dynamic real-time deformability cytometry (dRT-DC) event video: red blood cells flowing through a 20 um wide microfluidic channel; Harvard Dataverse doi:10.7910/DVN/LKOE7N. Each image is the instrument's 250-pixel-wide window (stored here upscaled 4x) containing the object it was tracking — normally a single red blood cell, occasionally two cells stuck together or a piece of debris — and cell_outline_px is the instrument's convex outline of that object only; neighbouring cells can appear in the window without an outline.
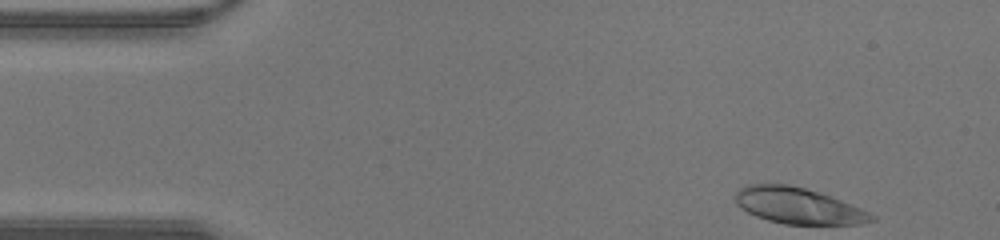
{"species": "human", "species_latin": "Homo sapiens", "temperature_condition": "warm", "stored_images_in_passage": 39, "camera_frame_rate_fps": 3000, "um_per_image_px": 0.085, "donor": {"sex": "male"}, "frame": {"image": 1, "passage_image": 1, "time_ms": 0.0, "image_size_px": [1000, 240], "cell_outline_px": [[876, 220], [860, 224], [784, 224], [768, 220], [756, 216], [740, 208], [736, 204], [736, 192], [740, 188], [748, 184], [788, 184], [804, 188], [832, 196], [860, 208], [876, 216]], "centroid_in_image_um": [67.85, 17.49], "position_along_channel_um": 17.2, "area_um2": 28.55}}
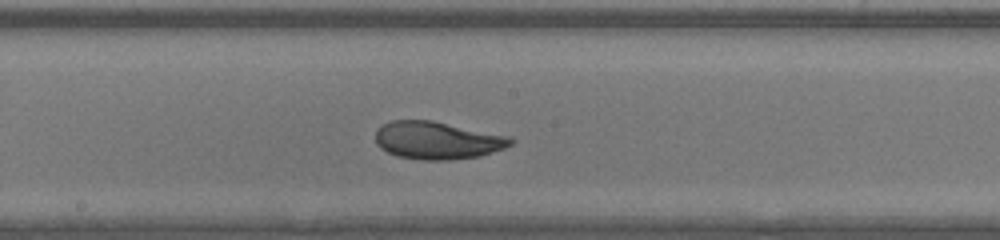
{"frame": {"image": 2, "passage_image": 19, "time_ms": 6.0, "image_size_px": [1000, 240], "cell_outline_px": [[516, 140], [512, 144], [504, 148], [480, 156], [448, 160], [424, 160], [396, 156], [380, 148], [376, 144], [376, 128], [392, 120], [432, 120], [512, 136]], "centroid_in_image_um": [37.2, 11.92], "position_along_channel_um": 211.0, "area_um2": 29.94}}
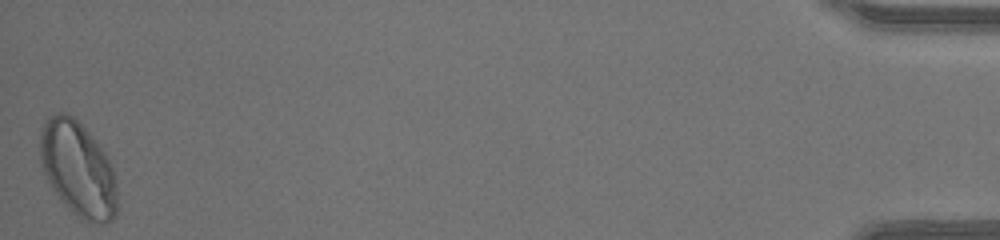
{"frame": {"image": 3, "passage_image": 39, "time_ms": 12.667, "image_size_px": [1000, 240], "cell_outline_px": [[116, 216], [108, 224], [100, 224], [84, 220], [76, 216], [72, 212], [52, 188], [44, 172], [40, 160], [40, 132], [48, 116], [56, 112], [68, 112], [100, 144], [112, 168], [116, 180]], "centroid_in_image_um": [6.63, 14.36], "position_along_channel_um": 428.6, "area_um2": 42.6}}